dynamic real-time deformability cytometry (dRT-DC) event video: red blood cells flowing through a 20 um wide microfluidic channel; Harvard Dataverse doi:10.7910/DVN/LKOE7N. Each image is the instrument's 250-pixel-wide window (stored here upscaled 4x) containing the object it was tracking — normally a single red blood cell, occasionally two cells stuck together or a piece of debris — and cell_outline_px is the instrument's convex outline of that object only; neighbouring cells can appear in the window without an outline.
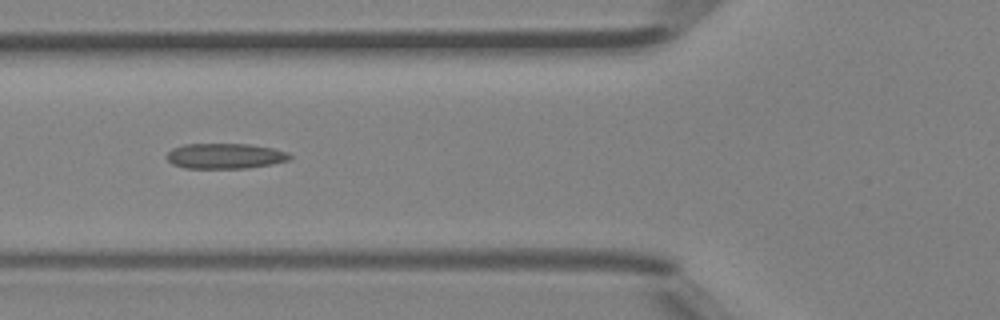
{"species": "Egyptian fruit bat (a non-hibernating species)", "species_latin": "Rousettus aegyptiacus", "temperature_condition": "room temperature", "stored_images_in_passage": 5, "camera_frame_rate_fps": 3000, "um_per_image_px": 0.085, "animal": {"sex": "female"}, "frame": {"image": 1, "passage_image": 5, "time_ms": 1.333, "image_size_px": [1000, 320], "cell_outline_px": [[292, 156], [288, 160], [272, 164], [244, 168], [184, 168], [172, 164], [168, 160], [168, 152], [172, 148], [184, 144], [248, 144], [272, 148], [288, 152]], "centroid_in_image_um": [19.12, 13.26], "position_along_channel_um": 106.7, "area_um2": 18.09}}